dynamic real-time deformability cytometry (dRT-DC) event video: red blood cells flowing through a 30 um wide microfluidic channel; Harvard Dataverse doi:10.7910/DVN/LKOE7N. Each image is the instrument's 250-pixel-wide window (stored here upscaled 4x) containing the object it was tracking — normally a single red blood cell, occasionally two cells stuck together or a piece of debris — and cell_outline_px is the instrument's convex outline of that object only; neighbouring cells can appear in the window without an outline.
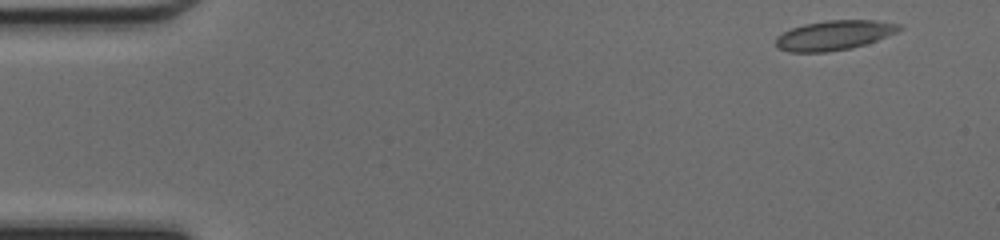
{"species": "common noctule bat (a hibernating species)", "species_latin": "Nyctalus noctula", "temperature_condition": "cold", "stored_images_in_passage": 7, "camera_frame_rate_fps": 3000, "um_per_image_px": 0.085, "animal": {"sex": "female", "body_mass_g": 17.0, "forearm_length_mm": 48.0}, "frame": {"image": 1, "passage_image": 1, "time_ms": 0.0, "image_size_px": [1000, 240], "cell_outline_px": [[904, 28], [896, 32], [876, 40], [852, 48], [828, 52], [788, 52], [776, 48], [776, 36], [792, 28], [804, 24], [828, 20], [876, 20], [904, 24]], "centroid_in_image_um": [70.91, 2.99], "position_along_channel_um": 14.1, "area_um2": 21.44}}